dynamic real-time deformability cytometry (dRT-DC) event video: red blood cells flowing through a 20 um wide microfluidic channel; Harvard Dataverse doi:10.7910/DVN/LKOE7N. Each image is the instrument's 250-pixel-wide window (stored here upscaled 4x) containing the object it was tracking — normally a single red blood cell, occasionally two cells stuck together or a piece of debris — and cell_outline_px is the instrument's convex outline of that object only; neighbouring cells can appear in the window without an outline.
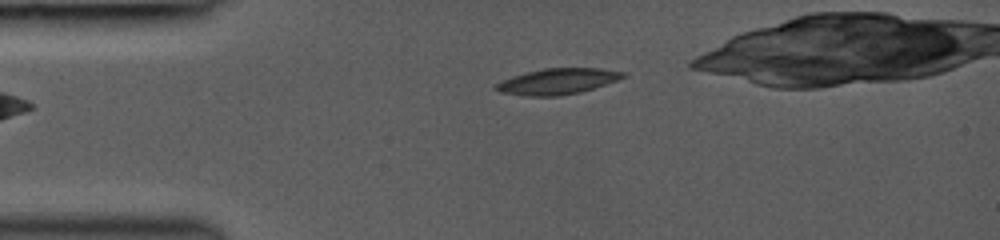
{"species": "common noctule bat (a hibernating species)", "species_latin": "Nyctalus noctula", "temperature_condition": "room temperature", "stored_images_in_passage": 32, "camera_frame_rate_fps": 3000, "um_per_image_px": 0.085, "animal": {"sex": "female", "body_mass_g": 19.0, "forearm_length_mm": 53.3}, "frame": {"image": 1, "passage_image": 1, "time_ms": 0.0, "image_size_px": [1000, 240], "cell_outline_px": [[628, 72], [624, 76], [616, 80], [580, 92], [560, 96], [528, 96], [500, 92], [492, 88], [496, 84], [512, 76], [544, 68], [600, 68]], "centroid_in_image_um": [47.38, 6.91], "position_along_channel_um": 37.6, "area_um2": 18.96}}
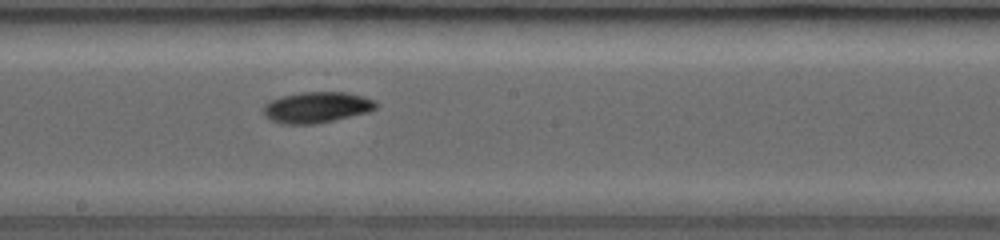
{"frame": {"image": 2, "passage_image": 16, "time_ms": 5.0, "image_size_px": [1000, 240], "cell_outline_px": [[376, 108], [368, 112], [316, 124], [280, 124], [264, 116], [260, 108], [268, 100], [280, 96], [300, 92], [344, 92], [364, 96], [376, 100]], "centroid_in_image_um": [26.85, 9.12], "position_along_channel_um": 221.4, "area_um2": 20.63}}
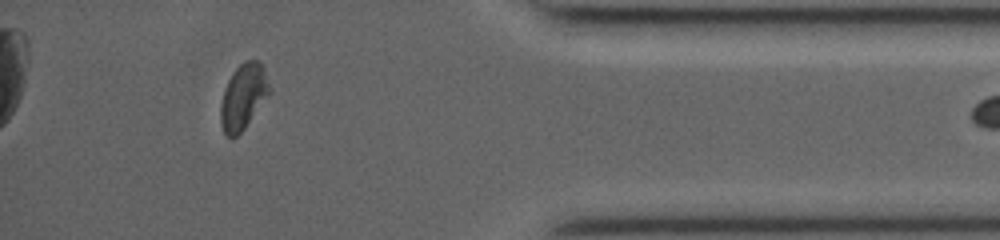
{"frame": {"image": 3, "passage_image": 31, "time_ms": 10.0, "image_size_px": [1000, 240], "cell_outline_px": [[272, 92], [244, 128], [232, 140], [224, 132], [220, 120], [220, 104], [224, 88], [232, 72], [244, 60], [260, 60], [264, 68], [272, 88]], "centroid_in_image_um": [20.7, 8.18], "position_along_channel_um": 414.5, "area_um2": 18.96}}